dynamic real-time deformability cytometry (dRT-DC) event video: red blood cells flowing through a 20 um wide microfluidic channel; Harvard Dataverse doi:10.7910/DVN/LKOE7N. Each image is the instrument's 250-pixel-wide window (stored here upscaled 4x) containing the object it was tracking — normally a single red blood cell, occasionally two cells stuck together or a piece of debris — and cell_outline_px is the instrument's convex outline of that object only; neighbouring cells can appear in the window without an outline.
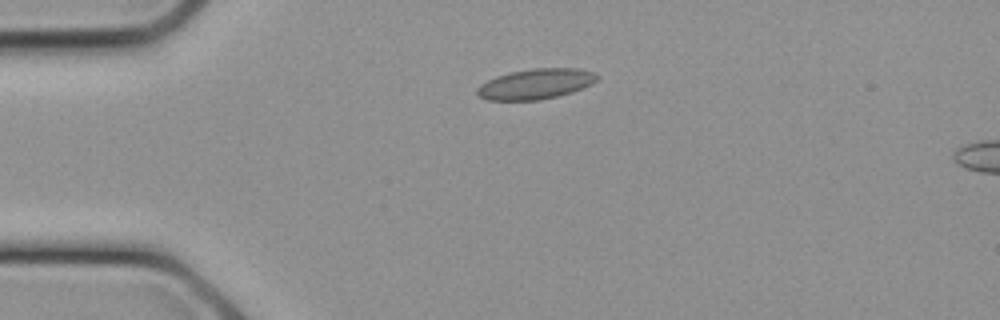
{"species": "common noctule bat (a hibernating species)", "species_latin": "Nyctalus noctula", "temperature_condition": "cold", "stored_images_in_passage": 3, "camera_frame_rate_fps": 3000, "um_per_image_px": 0.085, "animal": {"sex": "female", "body_mass_g": 21.9}, "frame": {"image": 1, "passage_image": 1, "time_ms": 0.0, "image_size_px": [1000, 320], "cell_outline_px": [[600, 76], [592, 84], [572, 92], [560, 96], [540, 100], [484, 100], [476, 92], [476, 88], [480, 84], [496, 76], [512, 72], [532, 68], [580, 68], [596, 72]], "centroid_in_image_um": [45.56, 7.13], "position_along_channel_um": 39.4, "area_um2": 21.44}}